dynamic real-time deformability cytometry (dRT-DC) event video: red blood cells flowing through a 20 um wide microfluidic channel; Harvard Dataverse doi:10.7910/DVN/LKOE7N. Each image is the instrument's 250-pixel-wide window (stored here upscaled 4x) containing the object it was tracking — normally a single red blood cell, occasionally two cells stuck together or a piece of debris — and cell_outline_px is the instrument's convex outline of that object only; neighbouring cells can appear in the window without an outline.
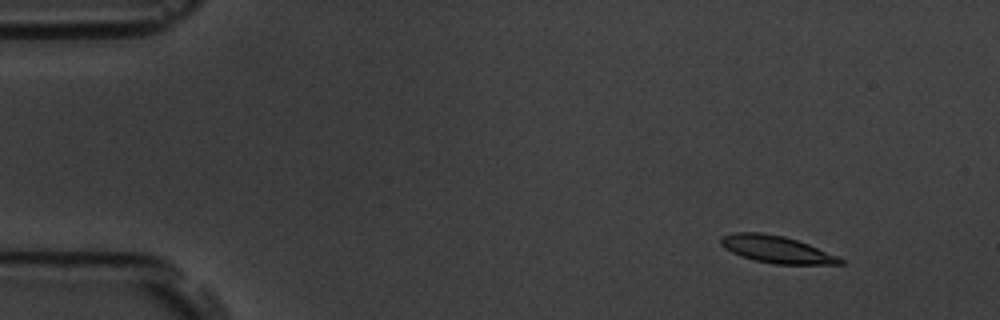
{"species": "common noctule bat (a hibernating species)", "species_latin": "Nyctalus noctula", "temperature_condition": "room temperature", "stored_images_in_passage": 4, "camera_frame_rate_fps": 3000, "um_per_image_px": 0.085, "animal": {"sex": "male", "body_mass_g": 19.5, "forearm_length_mm": 54.6}, "frame": {"image": 1, "passage_image": 1, "time_ms": 0.0, "image_size_px": [1000, 320], "cell_outline_px": [[844, 264], [776, 264], [756, 260], [732, 252], [724, 248], [720, 244], [720, 236], [736, 232], [760, 232], [784, 236], [808, 244], [836, 256], [844, 260]], "centroid_in_image_um": [65.97, 21.18], "position_along_channel_um": 19.0, "area_um2": 18.55}}
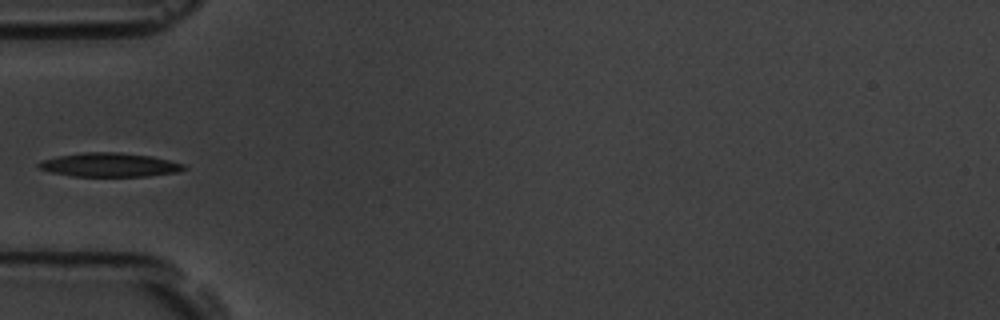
{"frame": {"image": 2, "passage_image": 4, "time_ms": 4.333, "image_size_px": [1000, 320], "cell_outline_px": [[188, 168], [176, 172], [148, 176], [72, 176], [52, 172], [36, 168], [36, 164], [40, 160], [56, 156], [80, 152], [120, 152], [152, 156], [184, 164]], "centroid_in_image_um": [9.25, 14.0], "position_along_channel_um": 75.7, "area_um2": 20.4}}